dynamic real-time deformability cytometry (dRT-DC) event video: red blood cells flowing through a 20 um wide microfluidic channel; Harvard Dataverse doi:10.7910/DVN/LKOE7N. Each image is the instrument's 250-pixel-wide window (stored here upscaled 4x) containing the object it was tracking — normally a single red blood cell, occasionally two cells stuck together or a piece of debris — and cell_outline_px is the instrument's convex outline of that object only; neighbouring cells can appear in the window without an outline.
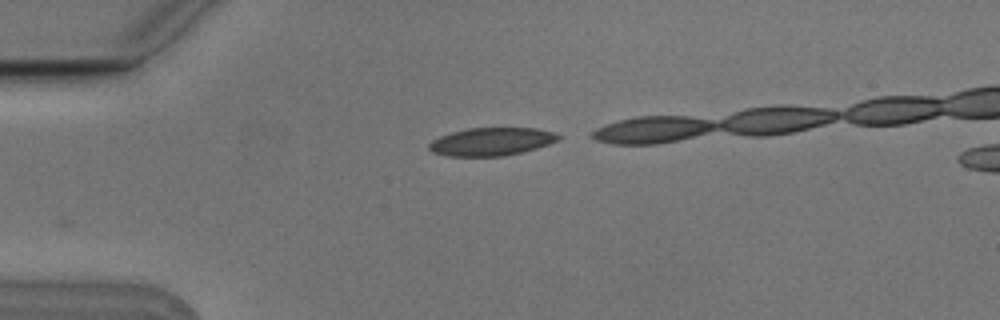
{"species": "Egyptian fruit bat (a non-hibernating species)", "species_latin": "Rousettus aegyptiacus", "temperature_condition": "cold", "stored_images_in_passage": 2, "camera_frame_rate_fps": 3000, "um_per_image_px": 0.085, "animal": {"sex": "male"}, "frame": {"image": 1, "passage_image": 2, "time_ms": 0.333, "image_size_px": [1000, 320], "cell_outline_px": [[560, 140], [536, 148], [504, 156], [448, 156], [432, 152], [428, 148], [428, 144], [432, 140], [440, 136], [452, 132], [468, 128], [536, 128], [552, 132], [560, 136]], "centroid_in_image_um": [41.75, 12.04], "position_along_channel_um": 43.3, "area_um2": 20.98}}